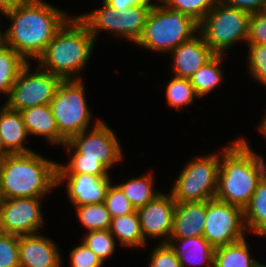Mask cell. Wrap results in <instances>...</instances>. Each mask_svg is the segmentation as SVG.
Masks as SVG:
<instances>
[{
    "label": "cell",
    "mask_w": 266,
    "mask_h": 267,
    "mask_svg": "<svg viewBox=\"0 0 266 267\" xmlns=\"http://www.w3.org/2000/svg\"><path fill=\"white\" fill-rule=\"evenodd\" d=\"M11 23L4 43L27 62L37 60L58 30L70 18L68 13L43 0H30L2 14Z\"/></svg>",
    "instance_id": "cell-1"
},
{
    "label": "cell",
    "mask_w": 266,
    "mask_h": 267,
    "mask_svg": "<svg viewBox=\"0 0 266 267\" xmlns=\"http://www.w3.org/2000/svg\"><path fill=\"white\" fill-rule=\"evenodd\" d=\"M240 137L221 149L218 187L215 198L244 210L262 177L266 163L262 155L251 149L249 141Z\"/></svg>",
    "instance_id": "cell-2"
},
{
    "label": "cell",
    "mask_w": 266,
    "mask_h": 267,
    "mask_svg": "<svg viewBox=\"0 0 266 267\" xmlns=\"http://www.w3.org/2000/svg\"><path fill=\"white\" fill-rule=\"evenodd\" d=\"M58 164L34 151L8 154L0 161L1 199L46 196L57 187Z\"/></svg>",
    "instance_id": "cell-3"
},
{
    "label": "cell",
    "mask_w": 266,
    "mask_h": 267,
    "mask_svg": "<svg viewBox=\"0 0 266 267\" xmlns=\"http://www.w3.org/2000/svg\"><path fill=\"white\" fill-rule=\"evenodd\" d=\"M95 43L86 25L76 15L71 16L49 42L37 63L43 70L62 79H81L79 74L87 66Z\"/></svg>",
    "instance_id": "cell-4"
},
{
    "label": "cell",
    "mask_w": 266,
    "mask_h": 267,
    "mask_svg": "<svg viewBox=\"0 0 266 267\" xmlns=\"http://www.w3.org/2000/svg\"><path fill=\"white\" fill-rule=\"evenodd\" d=\"M151 7L140 39L135 43L157 53L172 52L199 32V23L160 0ZM196 32V33H195Z\"/></svg>",
    "instance_id": "cell-5"
},
{
    "label": "cell",
    "mask_w": 266,
    "mask_h": 267,
    "mask_svg": "<svg viewBox=\"0 0 266 267\" xmlns=\"http://www.w3.org/2000/svg\"><path fill=\"white\" fill-rule=\"evenodd\" d=\"M250 16L218 0L199 23V33L214 54L224 55L237 42H246Z\"/></svg>",
    "instance_id": "cell-6"
},
{
    "label": "cell",
    "mask_w": 266,
    "mask_h": 267,
    "mask_svg": "<svg viewBox=\"0 0 266 267\" xmlns=\"http://www.w3.org/2000/svg\"><path fill=\"white\" fill-rule=\"evenodd\" d=\"M85 86L81 79H63L50 101L59 134L68 141L89 129L92 114L87 104Z\"/></svg>",
    "instance_id": "cell-7"
},
{
    "label": "cell",
    "mask_w": 266,
    "mask_h": 267,
    "mask_svg": "<svg viewBox=\"0 0 266 267\" xmlns=\"http://www.w3.org/2000/svg\"><path fill=\"white\" fill-rule=\"evenodd\" d=\"M219 168V152L190 160L170 190L175 202H201L215 198Z\"/></svg>",
    "instance_id": "cell-8"
},
{
    "label": "cell",
    "mask_w": 266,
    "mask_h": 267,
    "mask_svg": "<svg viewBox=\"0 0 266 267\" xmlns=\"http://www.w3.org/2000/svg\"><path fill=\"white\" fill-rule=\"evenodd\" d=\"M30 65L28 62L20 71L7 96L5 105L12 110L22 111L33 106L50 104L63 80L39 65L31 72Z\"/></svg>",
    "instance_id": "cell-9"
},
{
    "label": "cell",
    "mask_w": 266,
    "mask_h": 267,
    "mask_svg": "<svg viewBox=\"0 0 266 267\" xmlns=\"http://www.w3.org/2000/svg\"><path fill=\"white\" fill-rule=\"evenodd\" d=\"M243 209L217 200L206 201L203 237L216 249L245 238Z\"/></svg>",
    "instance_id": "cell-10"
},
{
    "label": "cell",
    "mask_w": 266,
    "mask_h": 267,
    "mask_svg": "<svg viewBox=\"0 0 266 267\" xmlns=\"http://www.w3.org/2000/svg\"><path fill=\"white\" fill-rule=\"evenodd\" d=\"M93 124L91 130L74 135L68 142L81 154V159L98 160L110 171L123 159L122 147L105 122L97 118Z\"/></svg>",
    "instance_id": "cell-11"
},
{
    "label": "cell",
    "mask_w": 266,
    "mask_h": 267,
    "mask_svg": "<svg viewBox=\"0 0 266 267\" xmlns=\"http://www.w3.org/2000/svg\"><path fill=\"white\" fill-rule=\"evenodd\" d=\"M42 198L44 197L1 199L0 232L17 236L38 233L44 224Z\"/></svg>",
    "instance_id": "cell-12"
},
{
    "label": "cell",
    "mask_w": 266,
    "mask_h": 267,
    "mask_svg": "<svg viewBox=\"0 0 266 267\" xmlns=\"http://www.w3.org/2000/svg\"><path fill=\"white\" fill-rule=\"evenodd\" d=\"M168 194L160 193L136 210L146 241L148 238H163L160 243H167L170 239L176 202L171 193Z\"/></svg>",
    "instance_id": "cell-13"
},
{
    "label": "cell",
    "mask_w": 266,
    "mask_h": 267,
    "mask_svg": "<svg viewBox=\"0 0 266 267\" xmlns=\"http://www.w3.org/2000/svg\"><path fill=\"white\" fill-rule=\"evenodd\" d=\"M110 179L89 174H57V187L66 181V192L74 206L100 204L105 201Z\"/></svg>",
    "instance_id": "cell-14"
},
{
    "label": "cell",
    "mask_w": 266,
    "mask_h": 267,
    "mask_svg": "<svg viewBox=\"0 0 266 267\" xmlns=\"http://www.w3.org/2000/svg\"><path fill=\"white\" fill-rule=\"evenodd\" d=\"M55 242L40 234L19 236L20 267H62V257Z\"/></svg>",
    "instance_id": "cell-15"
},
{
    "label": "cell",
    "mask_w": 266,
    "mask_h": 267,
    "mask_svg": "<svg viewBox=\"0 0 266 267\" xmlns=\"http://www.w3.org/2000/svg\"><path fill=\"white\" fill-rule=\"evenodd\" d=\"M171 54L172 70L174 76L179 78H190L215 55L199 32L181 43Z\"/></svg>",
    "instance_id": "cell-16"
},
{
    "label": "cell",
    "mask_w": 266,
    "mask_h": 267,
    "mask_svg": "<svg viewBox=\"0 0 266 267\" xmlns=\"http://www.w3.org/2000/svg\"><path fill=\"white\" fill-rule=\"evenodd\" d=\"M206 218V201L176 203L170 238L201 237Z\"/></svg>",
    "instance_id": "cell-17"
},
{
    "label": "cell",
    "mask_w": 266,
    "mask_h": 267,
    "mask_svg": "<svg viewBox=\"0 0 266 267\" xmlns=\"http://www.w3.org/2000/svg\"><path fill=\"white\" fill-rule=\"evenodd\" d=\"M0 134L5 149L10 154L29 153L33 150L25 146L29 133L20 111L12 110L5 104L0 109Z\"/></svg>",
    "instance_id": "cell-18"
},
{
    "label": "cell",
    "mask_w": 266,
    "mask_h": 267,
    "mask_svg": "<svg viewBox=\"0 0 266 267\" xmlns=\"http://www.w3.org/2000/svg\"><path fill=\"white\" fill-rule=\"evenodd\" d=\"M21 112L29 135L43 136L50 145H63L66 140L59 130L49 104L26 108Z\"/></svg>",
    "instance_id": "cell-19"
},
{
    "label": "cell",
    "mask_w": 266,
    "mask_h": 267,
    "mask_svg": "<svg viewBox=\"0 0 266 267\" xmlns=\"http://www.w3.org/2000/svg\"><path fill=\"white\" fill-rule=\"evenodd\" d=\"M167 244L178 256L182 267L197 264H207L208 267H214L215 248L203 236L170 238Z\"/></svg>",
    "instance_id": "cell-20"
},
{
    "label": "cell",
    "mask_w": 266,
    "mask_h": 267,
    "mask_svg": "<svg viewBox=\"0 0 266 267\" xmlns=\"http://www.w3.org/2000/svg\"><path fill=\"white\" fill-rule=\"evenodd\" d=\"M109 232L117 239L122 246L130 248L144 247L147 241L141 231V224L137 211L112 218Z\"/></svg>",
    "instance_id": "cell-21"
},
{
    "label": "cell",
    "mask_w": 266,
    "mask_h": 267,
    "mask_svg": "<svg viewBox=\"0 0 266 267\" xmlns=\"http://www.w3.org/2000/svg\"><path fill=\"white\" fill-rule=\"evenodd\" d=\"M153 4L134 5L117 17V37L125 38L134 44L140 39L147 15Z\"/></svg>",
    "instance_id": "cell-22"
},
{
    "label": "cell",
    "mask_w": 266,
    "mask_h": 267,
    "mask_svg": "<svg viewBox=\"0 0 266 267\" xmlns=\"http://www.w3.org/2000/svg\"><path fill=\"white\" fill-rule=\"evenodd\" d=\"M243 213L246 230L257 233L260 237L266 236V174Z\"/></svg>",
    "instance_id": "cell-23"
},
{
    "label": "cell",
    "mask_w": 266,
    "mask_h": 267,
    "mask_svg": "<svg viewBox=\"0 0 266 267\" xmlns=\"http://www.w3.org/2000/svg\"><path fill=\"white\" fill-rule=\"evenodd\" d=\"M249 250L245 238L218 247L214 253V267H260L261 262L252 258Z\"/></svg>",
    "instance_id": "cell-24"
},
{
    "label": "cell",
    "mask_w": 266,
    "mask_h": 267,
    "mask_svg": "<svg viewBox=\"0 0 266 267\" xmlns=\"http://www.w3.org/2000/svg\"><path fill=\"white\" fill-rule=\"evenodd\" d=\"M224 57V55L215 54L189 78L199 98L220 86L224 72L220 65L224 63Z\"/></svg>",
    "instance_id": "cell-25"
},
{
    "label": "cell",
    "mask_w": 266,
    "mask_h": 267,
    "mask_svg": "<svg viewBox=\"0 0 266 267\" xmlns=\"http://www.w3.org/2000/svg\"><path fill=\"white\" fill-rule=\"evenodd\" d=\"M27 63L11 47H8L5 43L0 45V94L9 95L12 85Z\"/></svg>",
    "instance_id": "cell-26"
},
{
    "label": "cell",
    "mask_w": 266,
    "mask_h": 267,
    "mask_svg": "<svg viewBox=\"0 0 266 267\" xmlns=\"http://www.w3.org/2000/svg\"><path fill=\"white\" fill-rule=\"evenodd\" d=\"M153 178L151 173H147L144 176L131 178L117 186L137 210L161 193L154 190Z\"/></svg>",
    "instance_id": "cell-27"
},
{
    "label": "cell",
    "mask_w": 266,
    "mask_h": 267,
    "mask_svg": "<svg viewBox=\"0 0 266 267\" xmlns=\"http://www.w3.org/2000/svg\"><path fill=\"white\" fill-rule=\"evenodd\" d=\"M63 146L66 147L65 149L71 157L68 164H58L57 174H89L110 177L109 170L98 160L81 159V154L68 141Z\"/></svg>",
    "instance_id": "cell-28"
},
{
    "label": "cell",
    "mask_w": 266,
    "mask_h": 267,
    "mask_svg": "<svg viewBox=\"0 0 266 267\" xmlns=\"http://www.w3.org/2000/svg\"><path fill=\"white\" fill-rule=\"evenodd\" d=\"M120 11L112 8L103 1V7L77 17L86 25L92 37L96 40L100 31H110L117 36V17Z\"/></svg>",
    "instance_id": "cell-29"
},
{
    "label": "cell",
    "mask_w": 266,
    "mask_h": 267,
    "mask_svg": "<svg viewBox=\"0 0 266 267\" xmlns=\"http://www.w3.org/2000/svg\"><path fill=\"white\" fill-rule=\"evenodd\" d=\"M165 96L169 107L179 112L187 105H191L195 97L199 98L189 78L175 76L166 84Z\"/></svg>",
    "instance_id": "cell-30"
},
{
    "label": "cell",
    "mask_w": 266,
    "mask_h": 267,
    "mask_svg": "<svg viewBox=\"0 0 266 267\" xmlns=\"http://www.w3.org/2000/svg\"><path fill=\"white\" fill-rule=\"evenodd\" d=\"M78 220L87 232L109 230L112 217L105 203L75 206Z\"/></svg>",
    "instance_id": "cell-31"
},
{
    "label": "cell",
    "mask_w": 266,
    "mask_h": 267,
    "mask_svg": "<svg viewBox=\"0 0 266 267\" xmlns=\"http://www.w3.org/2000/svg\"><path fill=\"white\" fill-rule=\"evenodd\" d=\"M166 7L180 11L200 23L218 0H160Z\"/></svg>",
    "instance_id": "cell-32"
},
{
    "label": "cell",
    "mask_w": 266,
    "mask_h": 267,
    "mask_svg": "<svg viewBox=\"0 0 266 267\" xmlns=\"http://www.w3.org/2000/svg\"><path fill=\"white\" fill-rule=\"evenodd\" d=\"M109 230H97L85 233L84 242L104 263L115 252L116 242Z\"/></svg>",
    "instance_id": "cell-33"
},
{
    "label": "cell",
    "mask_w": 266,
    "mask_h": 267,
    "mask_svg": "<svg viewBox=\"0 0 266 267\" xmlns=\"http://www.w3.org/2000/svg\"><path fill=\"white\" fill-rule=\"evenodd\" d=\"M248 72L266 87V45L248 44Z\"/></svg>",
    "instance_id": "cell-34"
},
{
    "label": "cell",
    "mask_w": 266,
    "mask_h": 267,
    "mask_svg": "<svg viewBox=\"0 0 266 267\" xmlns=\"http://www.w3.org/2000/svg\"><path fill=\"white\" fill-rule=\"evenodd\" d=\"M104 203L112 218L136 211L122 190L117 185L112 186V183L108 188Z\"/></svg>",
    "instance_id": "cell-35"
},
{
    "label": "cell",
    "mask_w": 266,
    "mask_h": 267,
    "mask_svg": "<svg viewBox=\"0 0 266 267\" xmlns=\"http://www.w3.org/2000/svg\"><path fill=\"white\" fill-rule=\"evenodd\" d=\"M0 267H20L19 236L0 232Z\"/></svg>",
    "instance_id": "cell-36"
},
{
    "label": "cell",
    "mask_w": 266,
    "mask_h": 267,
    "mask_svg": "<svg viewBox=\"0 0 266 267\" xmlns=\"http://www.w3.org/2000/svg\"><path fill=\"white\" fill-rule=\"evenodd\" d=\"M71 267H102V260L84 243L75 246L70 252Z\"/></svg>",
    "instance_id": "cell-37"
},
{
    "label": "cell",
    "mask_w": 266,
    "mask_h": 267,
    "mask_svg": "<svg viewBox=\"0 0 266 267\" xmlns=\"http://www.w3.org/2000/svg\"><path fill=\"white\" fill-rule=\"evenodd\" d=\"M154 247L149 267H182L178 256L167 243H159Z\"/></svg>",
    "instance_id": "cell-38"
},
{
    "label": "cell",
    "mask_w": 266,
    "mask_h": 267,
    "mask_svg": "<svg viewBox=\"0 0 266 267\" xmlns=\"http://www.w3.org/2000/svg\"><path fill=\"white\" fill-rule=\"evenodd\" d=\"M246 43L266 45V12L260 11L251 14Z\"/></svg>",
    "instance_id": "cell-39"
},
{
    "label": "cell",
    "mask_w": 266,
    "mask_h": 267,
    "mask_svg": "<svg viewBox=\"0 0 266 267\" xmlns=\"http://www.w3.org/2000/svg\"><path fill=\"white\" fill-rule=\"evenodd\" d=\"M227 6L246 11L250 14L263 11L266 0H220Z\"/></svg>",
    "instance_id": "cell-40"
},
{
    "label": "cell",
    "mask_w": 266,
    "mask_h": 267,
    "mask_svg": "<svg viewBox=\"0 0 266 267\" xmlns=\"http://www.w3.org/2000/svg\"><path fill=\"white\" fill-rule=\"evenodd\" d=\"M117 11L124 12L131 6L140 4H154L152 0H102Z\"/></svg>",
    "instance_id": "cell-41"
},
{
    "label": "cell",
    "mask_w": 266,
    "mask_h": 267,
    "mask_svg": "<svg viewBox=\"0 0 266 267\" xmlns=\"http://www.w3.org/2000/svg\"><path fill=\"white\" fill-rule=\"evenodd\" d=\"M28 1L30 0H0V13L3 14L4 12Z\"/></svg>",
    "instance_id": "cell-42"
},
{
    "label": "cell",
    "mask_w": 266,
    "mask_h": 267,
    "mask_svg": "<svg viewBox=\"0 0 266 267\" xmlns=\"http://www.w3.org/2000/svg\"><path fill=\"white\" fill-rule=\"evenodd\" d=\"M258 129H259V132L262 134V136H264V138L266 139V112H265V116L262 118L261 122L259 123Z\"/></svg>",
    "instance_id": "cell-43"
},
{
    "label": "cell",
    "mask_w": 266,
    "mask_h": 267,
    "mask_svg": "<svg viewBox=\"0 0 266 267\" xmlns=\"http://www.w3.org/2000/svg\"><path fill=\"white\" fill-rule=\"evenodd\" d=\"M8 154H10V153L5 149V146L2 142V138H1V134H0V161Z\"/></svg>",
    "instance_id": "cell-44"
},
{
    "label": "cell",
    "mask_w": 266,
    "mask_h": 267,
    "mask_svg": "<svg viewBox=\"0 0 266 267\" xmlns=\"http://www.w3.org/2000/svg\"><path fill=\"white\" fill-rule=\"evenodd\" d=\"M4 32L1 31L0 29V45H2L4 43Z\"/></svg>",
    "instance_id": "cell-45"
},
{
    "label": "cell",
    "mask_w": 266,
    "mask_h": 267,
    "mask_svg": "<svg viewBox=\"0 0 266 267\" xmlns=\"http://www.w3.org/2000/svg\"><path fill=\"white\" fill-rule=\"evenodd\" d=\"M263 11L266 12V1H265V5H264V8H263Z\"/></svg>",
    "instance_id": "cell-46"
},
{
    "label": "cell",
    "mask_w": 266,
    "mask_h": 267,
    "mask_svg": "<svg viewBox=\"0 0 266 267\" xmlns=\"http://www.w3.org/2000/svg\"><path fill=\"white\" fill-rule=\"evenodd\" d=\"M260 267H266V265H265V264H263V263H261V264H260Z\"/></svg>",
    "instance_id": "cell-47"
}]
</instances>
